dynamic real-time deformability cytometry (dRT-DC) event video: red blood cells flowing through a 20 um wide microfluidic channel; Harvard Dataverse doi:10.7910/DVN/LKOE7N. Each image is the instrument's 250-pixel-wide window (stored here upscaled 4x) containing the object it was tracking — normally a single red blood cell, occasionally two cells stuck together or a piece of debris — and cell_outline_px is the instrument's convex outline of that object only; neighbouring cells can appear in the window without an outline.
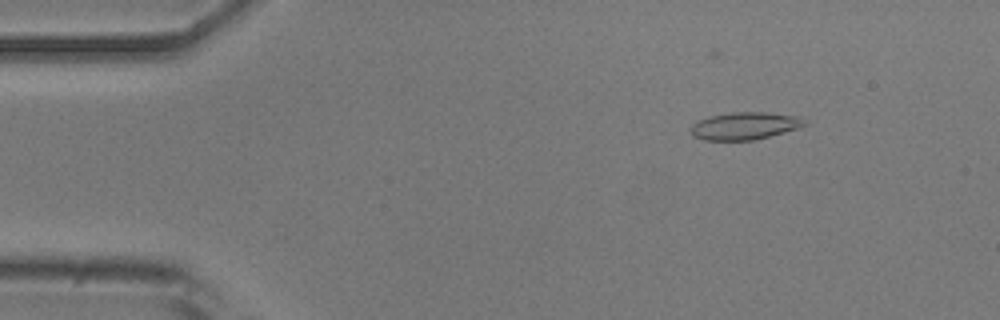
{"species": "common noctule bat (a hibernating species)", "species_latin": "Nyctalus noctula", "temperature_condition": "room temperature", "stored_images_in_passage": 46, "camera_frame_rate_fps": 3000, "um_per_image_px": 0.085, "animal": {"sex": "male", "body_mass_g": 20.5, "forearm_length_mm": 52.5}, "frame": {"image": 1, "passage_image": 2, "time_ms": 0.333, "image_size_px": [1000, 320], "cell_outline_px": [[808, 124], [800, 128], [752, 140], [704, 140], [692, 136], [692, 124], [700, 120], [712, 116], [732, 112], [764, 112], [796, 116], [808, 120]], "centroid_in_image_um": [63.35, 10.7], "position_along_channel_um": 21.7, "area_um2": 18.03}}
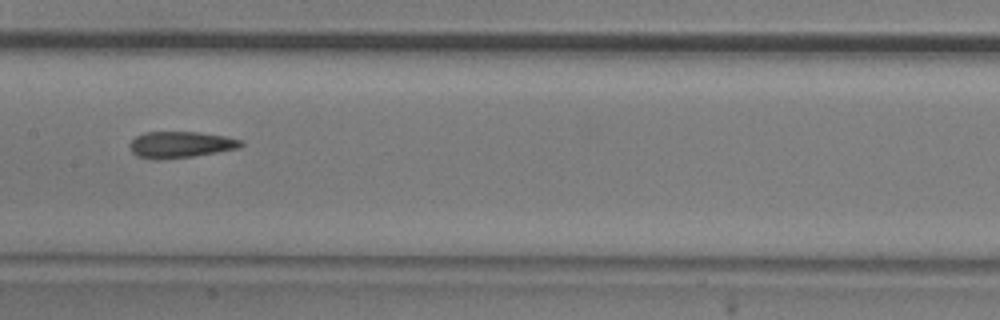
{"frame": {"image": 2, "passage_image": 21, "time_ms": 6.667, "image_size_px": [1000, 320], "cell_outline_px": [[244, 144], [240, 148], [192, 156], [140, 156], [132, 152], [128, 144], [136, 136], [144, 132], [200, 132], [224, 136], [244, 140]], "centroid_in_image_um": [15.43, 12.23], "position_along_channel_um": 192.0, "area_um2": 16.3}}
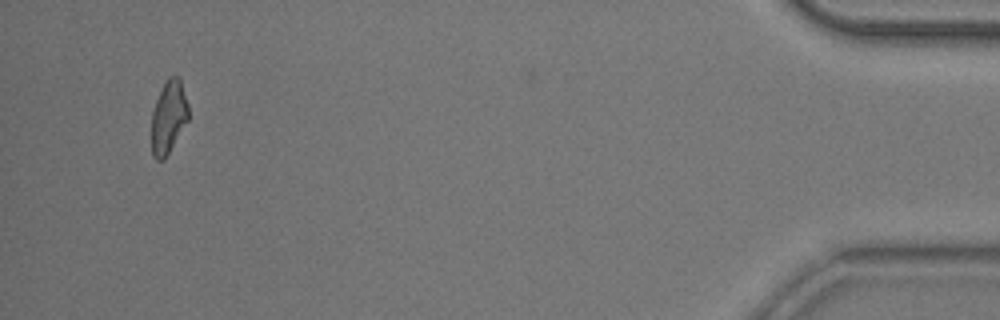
{"frame": {"image": 3, "passage_image": 45, "time_ms": 14.667, "image_size_px": [1000, 320], "cell_outline_px": [[188, 120], [164, 160], [156, 160], [152, 156], [152, 112], [156, 100], [168, 76], [180, 76], [188, 104]], "centroid_in_image_um": [14.33, 9.94], "position_along_channel_um": 420.9, "area_um2": 15.61}}